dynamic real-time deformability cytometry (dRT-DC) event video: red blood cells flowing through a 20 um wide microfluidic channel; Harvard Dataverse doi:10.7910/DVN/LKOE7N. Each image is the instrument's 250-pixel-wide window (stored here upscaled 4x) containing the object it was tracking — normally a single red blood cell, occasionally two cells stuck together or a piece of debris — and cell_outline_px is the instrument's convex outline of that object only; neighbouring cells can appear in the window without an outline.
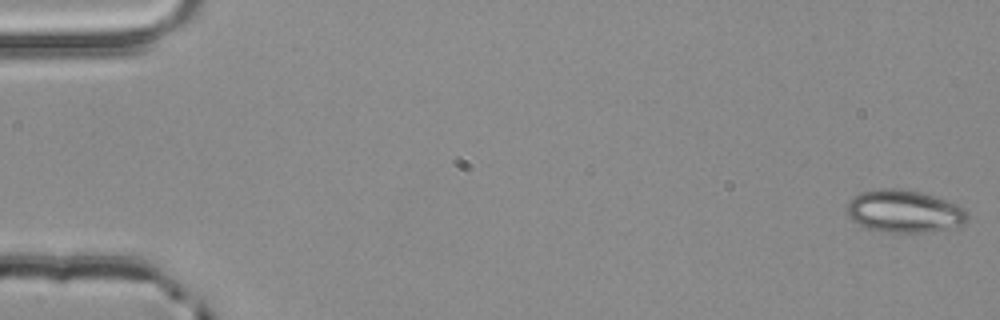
{"species": "common noctule bat (a hibernating species)", "species_latin": "Nyctalus noctula", "temperature_condition": "room temperature", "stored_images_in_passage": 55, "camera_frame_rate_fps": 3000, "um_per_image_px": 0.085, "animal": {"sex": "male", "body_mass_g": 20.4}, "frame": {"image": 1, "passage_image": 1, "time_ms": 0.0, "image_size_px": [1000, 320], "cell_outline_px": [[968, 220], [960, 224], [944, 228], [924, 232], [884, 232], [868, 228], [852, 220], [844, 208], [848, 200], [852, 196], [860, 192], [880, 188], [896, 188], [920, 192], [956, 204], [964, 208], [968, 212]], "centroid_in_image_um": [76.78, 17.94], "position_along_channel_um": 8.2, "area_um2": 29.65}}
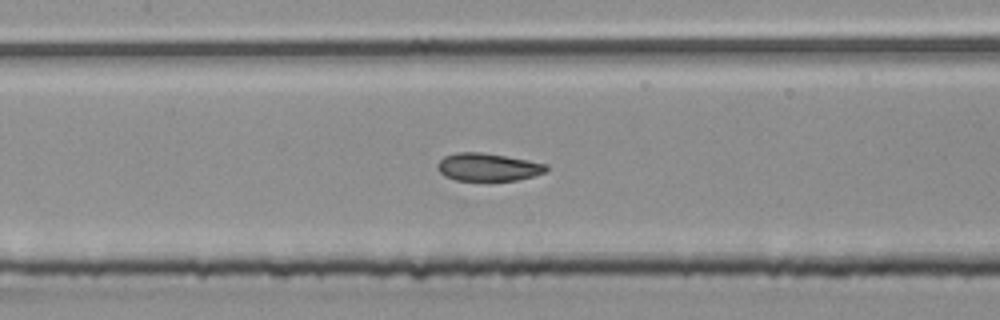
{"frame": {"image": 2, "passage_image": 26, "time_ms": 8.333, "image_size_px": [1000, 320], "cell_outline_px": [[548, 172], [516, 180], [456, 180], [444, 176], [436, 168], [436, 164], [444, 156], [456, 152], [480, 152], [528, 160], [548, 164]], "centroid_in_image_um": [41.47, 14.2], "position_along_channel_um": 165.9, "area_um2": 17.63}}
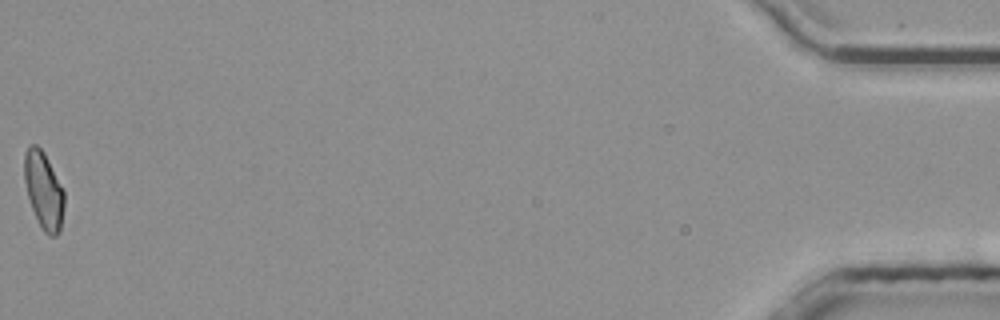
{"frame": {"image": 3, "passage_image": 55, "time_ms": 18.0, "image_size_px": [1000, 320], "cell_outline_px": [[64, 208], [60, 232], [56, 236], [48, 236], [44, 232], [36, 220], [28, 196], [24, 180], [24, 156], [28, 144], [36, 144], [44, 152], [64, 192]], "centroid_in_image_um": [3.7, 16.2], "position_along_channel_um": 431.5, "area_um2": 17.98}, "authors_computed_cell_mechanics": {"area_um2": 18.2648, "velocity_mm_per_s": 3.8428, "shape_relaxation_time_tau1_ms": 6.4684, "shape_relaxation_time_tau2_ms": 2.2014, "deformation_change_tau1": 0.1346, "deformation_change_tau2": 0.0696}}